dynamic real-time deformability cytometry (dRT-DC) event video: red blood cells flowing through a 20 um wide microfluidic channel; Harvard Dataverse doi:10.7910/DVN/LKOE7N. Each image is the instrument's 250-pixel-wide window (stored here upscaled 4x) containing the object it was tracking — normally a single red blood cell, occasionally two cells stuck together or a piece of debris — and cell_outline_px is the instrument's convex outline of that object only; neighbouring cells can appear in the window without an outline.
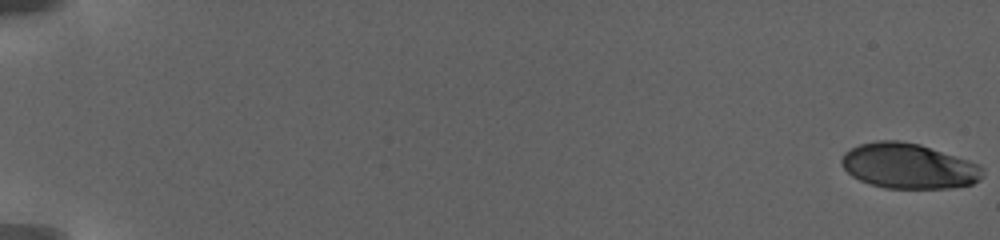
{"species": "human", "species_latin": "Homo sapiens", "temperature_condition": "warm", "stored_images_in_passage": 84, "camera_frame_rate_fps": 3000, "um_per_image_px": 0.085, "donor": {"sex": "female"}, "frame": {"image": 1, "passage_image": 1, "time_ms": 0.0, "image_size_px": [1000, 240], "cell_outline_px": [[984, 168], [980, 176], [972, 184], [948, 188], [884, 188], [860, 180], [852, 176], [844, 168], [840, 160], [844, 152], [860, 144], [880, 140], [896, 140], [920, 144], [968, 160]], "centroid_in_image_um": [77.19, 14.1], "position_along_channel_um": 7.8, "area_um2": 36.82}}
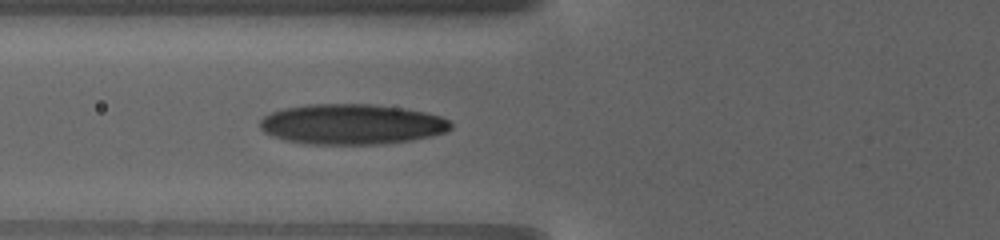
{"frame": {"image": 2, "passage_image": 37, "time_ms": 10.333, "image_size_px": [1000, 240], "cell_outline_px": [[452, 128], [444, 132], [412, 140], [384, 144], [304, 144], [284, 140], [272, 136], [264, 132], [260, 128], [260, 120], [264, 116], [272, 112], [288, 108], [316, 104], [368, 104], [400, 108], [424, 112], [440, 116], [448, 120], [452, 124]], "centroid_in_image_um": [29.88, 10.57], "position_along_channel_um": 95.9, "area_um2": 44.56}}
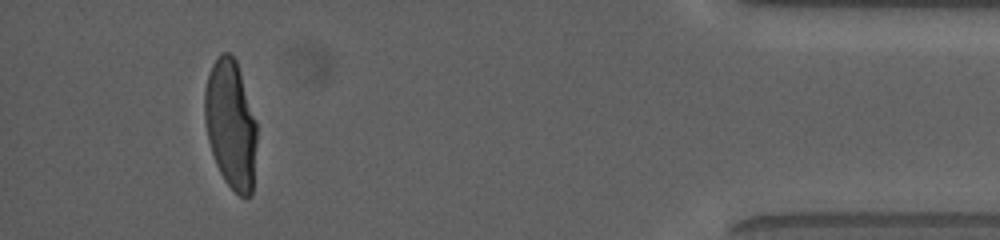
{"frame": {"image": 3, "passage_image": 82, "time_ms": 23.333, "image_size_px": [1000, 240], "cell_outline_px": [[256, 144], [252, 196], [240, 196], [224, 180], [216, 164], [208, 140], [204, 120], [204, 92], [208, 76], [212, 64], [220, 52], [228, 52], [236, 60], [256, 120]], "centroid_in_image_um": [19.6, 10.56], "position_along_channel_um": 415.6, "area_um2": 39.07}, "authors_computed_cell_mechanics": {"area_um2": 40.6912, "velocity_mm_per_s": 2.8569, "shape_relaxation_time_tau1_ms": 6.0036, "shape_relaxation_time_tau2_ms": null, "deformation_change_tau1": 0.2302, "deformation_change_tau2": null}}